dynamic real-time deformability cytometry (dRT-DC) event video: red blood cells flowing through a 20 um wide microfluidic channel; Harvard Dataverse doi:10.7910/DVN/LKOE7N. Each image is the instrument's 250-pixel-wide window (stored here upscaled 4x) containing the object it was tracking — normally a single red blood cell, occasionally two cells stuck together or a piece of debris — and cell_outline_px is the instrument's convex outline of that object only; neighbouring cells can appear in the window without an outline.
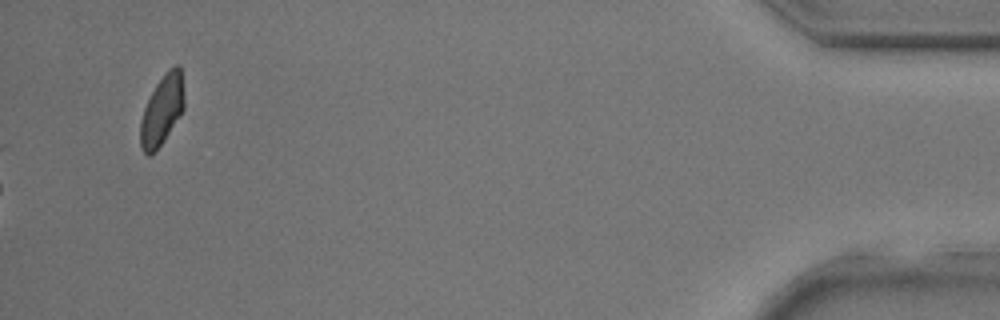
{"species": "common noctule bat (a hibernating species)", "species_latin": "Nyctalus noctula", "temperature_condition": "room temperature", "stored_images_in_passage": 28, "camera_frame_rate_fps": 3000, "um_per_image_px": 0.085, "animal": {"sex": "male", "body_mass_g": 17.9, "forearm_length_mm": 54.2}, "frame": {"image": 1, "passage_image": 28, "time_ms": 9.0, "image_size_px": [1000, 320], "cell_outline_px": [[184, 108], [164, 140], [148, 156], [140, 148], [140, 120], [144, 108], [156, 84], [168, 68], [176, 64], [180, 64], [184, 96]], "centroid_in_image_um": [13.77, 9.32], "position_along_channel_um": 421.4, "area_um2": 17.63}}